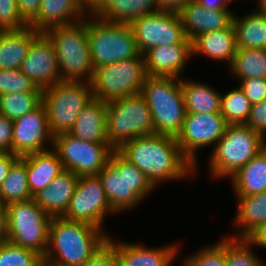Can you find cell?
<instances>
[{
  "label": "cell",
  "mask_w": 266,
  "mask_h": 266,
  "mask_svg": "<svg viewBox=\"0 0 266 266\" xmlns=\"http://www.w3.org/2000/svg\"><path fill=\"white\" fill-rule=\"evenodd\" d=\"M252 246L266 248V222L259 225L245 238Z\"/></svg>",
  "instance_id": "cell-48"
},
{
  "label": "cell",
  "mask_w": 266,
  "mask_h": 266,
  "mask_svg": "<svg viewBox=\"0 0 266 266\" xmlns=\"http://www.w3.org/2000/svg\"><path fill=\"white\" fill-rule=\"evenodd\" d=\"M117 151L138 167L154 187L196 172L172 136L151 134L137 137L124 143Z\"/></svg>",
  "instance_id": "cell-1"
},
{
  "label": "cell",
  "mask_w": 266,
  "mask_h": 266,
  "mask_svg": "<svg viewBox=\"0 0 266 266\" xmlns=\"http://www.w3.org/2000/svg\"><path fill=\"white\" fill-rule=\"evenodd\" d=\"M87 13H90V7L84 0H42L37 16L29 26L45 32L51 27L80 21Z\"/></svg>",
  "instance_id": "cell-20"
},
{
  "label": "cell",
  "mask_w": 266,
  "mask_h": 266,
  "mask_svg": "<svg viewBox=\"0 0 266 266\" xmlns=\"http://www.w3.org/2000/svg\"><path fill=\"white\" fill-rule=\"evenodd\" d=\"M93 99L90 82L61 81L42 90L48 125L53 137L68 133L79 112Z\"/></svg>",
  "instance_id": "cell-9"
},
{
  "label": "cell",
  "mask_w": 266,
  "mask_h": 266,
  "mask_svg": "<svg viewBox=\"0 0 266 266\" xmlns=\"http://www.w3.org/2000/svg\"><path fill=\"white\" fill-rule=\"evenodd\" d=\"M246 125L266 138V100L251 105Z\"/></svg>",
  "instance_id": "cell-43"
},
{
  "label": "cell",
  "mask_w": 266,
  "mask_h": 266,
  "mask_svg": "<svg viewBox=\"0 0 266 266\" xmlns=\"http://www.w3.org/2000/svg\"><path fill=\"white\" fill-rule=\"evenodd\" d=\"M159 10L157 0H97L90 12L108 22L131 23Z\"/></svg>",
  "instance_id": "cell-23"
},
{
  "label": "cell",
  "mask_w": 266,
  "mask_h": 266,
  "mask_svg": "<svg viewBox=\"0 0 266 266\" xmlns=\"http://www.w3.org/2000/svg\"><path fill=\"white\" fill-rule=\"evenodd\" d=\"M44 33L54 45L61 80L90 82L94 66L87 35V17L68 25L51 27Z\"/></svg>",
  "instance_id": "cell-4"
},
{
  "label": "cell",
  "mask_w": 266,
  "mask_h": 266,
  "mask_svg": "<svg viewBox=\"0 0 266 266\" xmlns=\"http://www.w3.org/2000/svg\"><path fill=\"white\" fill-rule=\"evenodd\" d=\"M28 26L18 11L17 0H0V31L21 30Z\"/></svg>",
  "instance_id": "cell-40"
},
{
  "label": "cell",
  "mask_w": 266,
  "mask_h": 266,
  "mask_svg": "<svg viewBox=\"0 0 266 266\" xmlns=\"http://www.w3.org/2000/svg\"><path fill=\"white\" fill-rule=\"evenodd\" d=\"M191 49L192 57L200 54L213 60L227 61L230 66L237 51L233 25L196 36L191 40Z\"/></svg>",
  "instance_id": "cell-24"
},
{
  "label": "cell",
  "mask_w": 266,
  "mask_h": 266,
  "mask_svg": "<svg viewBox=\"0 0 266 266\" xmlns=\"http://www.w3.org/2000/svg\"><path fill=\"white\" fill-rule=\"evenodd\" d=\"M51 149L23 156L26 159L28 187L32 196L47 187L55 177L64 171L58 154L53 148Z\"/></svg>",
  "instance_id": "cell-25"
},
{
  "label": "cell",
  "mask_w": 266,
  "mask_h": 266,
  "mask_svg": "<svg viewBox=\"0 0 266 266\" xmlns=\"http://www.w3.org/2000/svg\"><path fill=\"white\" fill-rule=\"evenodd\" d=\"M266 145V138L246 124L227 125L209 157L212 178L232 177Z\"/></svg>",
  "instance_id": "cell-6"
},
{
  "label": "cell",
  "mask_w": 266,
  "mask_h": 266,
  "mask_svg": "<svg viewBox=\"0 0 266 266\" xmlns=\"http://www.w3.org/2000/svg\"><path fill=\"white\" fill-rule=\"evenodd\" d=\"M251 102L239 87L221 94V115L228 125L246 124L251 110Z\"/></svg>",
  "instance_id": "cell-34"
},
{
  "label": "cell",
  "mask_w": 266,
  "mask_h": 266,
  "mask_svg": "<svg viewBox=\"0 0 266 266\" xmlns=\"http://www.w3.org/2000/svg\"><path fill=\"white\" fill-rule=\"evenodd\" d=\"M229 68L239 81L248 78L266 79V49H237Z\"/></svg>",
  "instance_id": "cell-32"
},
{
  "label": "cell",
  "mask_w": 266,
  "mask_h": 266,
  "mask_svg": "<svg viewBox=\"0 0 266 266\" xmlns=\"http://www.w3.org/2000/svg\"><path fill=\"white\" fill-rule=\"evenodd\" d=\"M143 55L147 76L180 78L192 57L191 40L186 38L180 44L152 47Z\"/></svg>",
  "instance_id": "cell-18"
},
{
  "label": "cell",
  "mask_w": 266,
  "mask_h": 266,
  "mask_svg": "<svg viewBox=\"0 0 266 266\" xmlns=\"http://www.w3.org/2000/svg\"><path fill=\"white\" fill-rule=\"evenodd\" d=\"M42 0H17L22 18L29 24L38 14Z\"/></svg>",
  "instance_id": "cell-46"
},
{
  "label": "cell",
  "mask_w": 266,
  "mask_h": 266,
  "mask_svg": "<svg viewBox=\"0 0 266 266\" xmlns=\"http://www.w3.org/2000/svg\"><path fill=\"white\" fill-rule=\"evenodd\" d=\"M33 196L28 187L26 159L21 156L10 168L6 179L0 184V203L27 201Z\"/></svg>",
  "instance_id": "cell-31"
},
{
  "label": "cell",
  "mask_w": 266,
  "mask_h": 266,
  "mask_svg": "<svg viewBox=\"0 0 266 266\" xmlns=\"http://www.w3.org/2000/svg\"><path fill=\"white\" fill-rule=\"evenodd\" d=\"M97 176L117 214L138 206L155 188L146 175L117 150Z\"/></svg>",
  "instance_id": "cell-3"
},
{
  "label": "cell",
  "mask_w": 266,
  "mask_h": 266,
  "mask_svg": "<svg viewBox=\"0 0 266 266\" xmlns=\"http://www.w3.org/2000/svg\"><path fill=\"white\" fill-rule=\"evenodd\" d=\"M184 266H226V237L189 255Z\"/></svg>",
  "instance_id": "cell-38"
},
{
  "label": "cell",
  "mask_w": 266,
  "mask_h": 266,
  "mask_svg": "<svg viewBox=\"0 0 266 266\" xmlns=\"http://www.w3.org/2000/svg\"><path fill=\"white\" fill-rule=\"evenodd\" d=\"M234 14L231 9L207 10L205 33L229 28L232 25Z\"/></svg>",
  "instance_id": "cell-41"
},
{
  "label": "cell",
  "mask_w": 266,
  "mask_h": 266,
  "mask_svg": "<svg viewBox=\"0 0 266 266\" xmlns=\"http://www.w3.org/2000/svg\"><path fill=\"white\" fill-rule=\"evenodd\" d=\"M88 5L89 7L91 8L92 5L97 1V0H84Z\"/></svg>",
  "instance_id": "cell-54"
},
{
  "label": "cell",
  "mask_w": 266,
  "mask_h": 266,
  "mask_svg": "<svg viewBox=\"0 0 266 266\" xmlns=\"http://www.w3.org/2000/svg\"><path fill=\"white\" fill-rule=\"evenodd\" d=\"M107 104L93 98L78 114L68 134L91 143L110 144L107 137Z\"/></svg>",
  "instance_id": "cell-22"
},
{
  "label": "cell",
  "mask_w": 266,
  "mask_h": 266,
  "mask_svg": "<svg viewBox=\"0 0 266 266\" xmlns=\"http://www.w3.org/2000/svg\"><path fill=\"white\" fill-rule=\"evenodd\" d=\"M206 10L229 9L230 0H196Z\"/></svg>",
  "instance_id": "cell-50"
},
{
  "label": "cell",
  "mask_w": 266,
  "mask_h": 266,
  "mask_svg": "<svg viewBox=\"0 0 266 266\" xmlns=\"http://www.w3.org/2000/svg\"><path fill=\"white\" fill-rule=\"evenodd\" d=\"M7 211L6 206L0 203V244L7 241Z\"/></svg>",
  "instance_id": "cell-51"
},
{
  "label": "cell",
  "mask_w": 266,
  "mask_h": 266,
  "mask_svg": "<svg viewBox=\"0 0 266 266\" xmlns=\"http://www.w3.org/2000/svg\"><path fill=\"white\" fill-rule=\"evenodd\" d=\"M107 242L115 249L119 266H170L179 253L177 244L151 248L132 244L115 242L111 236Z\"/></svg>",
  "instance_id": "cell-19"
},
{
  "label": "cell",
  "mask_w": 266,
  "mask_h": 266,
  "mask_svg": "<svg viewBox=\"0 0 266 266\" xmlns=\"http://www.w3.org/2000/svg\"><path fill=\"white\" fill-rule=\"evenodd\" d=\"M52 148L58 154L64 170L78 177L98 175L115 151L110 144L91 143L68 133L55 136Z\"/></svg>",
  "instance_id": "cell-12"
},
{
  "label": "cell",
  "mask_w": 266,
  "mask_h": 266,
  "mask_svg": "<svg viewBox=\"0 0 266 266\" xmlns=\"http://www.w3.org/2000/svg\"><path fill=\"white\" fill-rule=\"evenodd\" d=\"M88 16L87 35L94 69L140 54L130 23L108 22L91 12Z\"/></svg>",
  "instance_id": "cell-7"
},
{
  "label": "cell",
  "mask_w": 266,
  "mask_h": 266,
  "mask_svg": "<svg viewBox=\"0 0 266 266\" xmlns=\"http://www.w3.org/2000/svg\"><path fill=\"white\" fill-rule=\"evenodd\" d=\"M43 257L8 240L0 244V266H39Z\"/></svg>",
  "instance_id": "cell-36"
},
{
  "label": "cell",
  "mask_w": 266,
  "mask_h": 266,
  "mask_svg": "<svg viewBox=\"0 0 266 266\" xmlns=\"http://www.w3.org/2000/svg\"><path fill=\"white\" fill-rule=\"evenodd\" d=\"M79 177L64 170L44 189L37 192L33 199L51 217H62L74 194Z\"/></svg>",
  "instance_id": "cell-21"
},
{
  "label": "cell",
  "mask_w": 266,
  "mask_h": 266,
  "mask_svg": "<svg viewBox=\"0 0 266 266\" xmlns=\"http://www.w3.org/2000/svg\"><path fill=\"white\" fill-rule=\"evenodd\" d=\"M14 92H42L20 69L0 70V95Z\"/></svg>",
  "instance_id": "cell-39"
},
{
  "label": "cell",
  "mask_w": 266,
  "mask_h": 266,
  "mask_svg": "<svg viewBox=\"0 0 266 266\" xmlns=\"http://www.w3.org/2000/svg\"><path fill=\"white\" fill-rule=\"evenodd\" d=\"M186 113L221 114V94L195 80L181 79Z\"/></svg>",
  "instance_id": "cell-30"
},
{
  "label": "cell",
  "mask_w": 266,
  "mask_h": 266,
  "mask_svg": "<svg viewBox=\"0 0 266 266\" xmlns=\"http://www.w3.org/2000/svg\"><path fill=\"white\" fill-rule=\"evenodd\" d=\"M258 10L266 17V0H258Z\"/></svg>",
  "instance_id": "cell-52"
},
{
  "label": "cell",
  "mask_w": 266,
  "mask_h": 266,
  "mask_svg": "<svg viewBox=\"0 0 266 266\" xmlns=\"http://www.w3.org/2000/svg\"><path fill=\"white\" fill-rule=\"evenodd\" d=\"M251 104L266 100V79L248 78L240 81L239 86Z\"/></svg>",
  "instance_id": "cell-42"
},
{
  "label": "cell",
  "mask_w": 266,
  "mask_h": 266,
  "mask_svg": "<svg viewBox=\"0 0 266 266\" xmlns=\"http://www.w3.org/2000/svg\"><path fill=\"white\" fill-rule=\"evenodd\" d=\"M42 103V92H14L0 95V114L14 121Z\"/></svg>",
  "instance_id": "cell-33"
},
{
  "label": "cell",
  "mask_w": 266,
  "mask_h": 266,
  "mask_svg": "<svg viewBox=\"0 0 266 266\" xmlns=\"http://www.w3.org/2000/svg\"><path fill=\"white\" fill-rule=\"evenodd\" d=\"M7 240L18 246L31 249L44 257L52 219L34 199L6 205Z\"/></svg>",
  "instance_id": "cell-11"
},
{
  "label": "cell",
  "mask_w": 266,
  "mask_h": 266,
  "mask_svg": "<svg viewBox=\"0 0 266 266\" xmlns=\"http://www.w3.org/2000/svg\"><path fill=\"white\" fill-rule=\"evenodd\" d=\"M40 33L30 26L0 31V70L20 69L33 40Z\"/></svg>",
  "instance_id": "cell-26"
},
{
  "label": "cell",
  "mask_w": 266,
  "mask_h": 266,
  "mask_svg": "<svg viewBox=\"0 0 266 266\" xmlns=\"http://www.w3.org/2000/svg\"><path fill=\"white\" fill-rule=\"evenodd\" d=\"M232 25L237 49H266V17L258 9L242 18L234 14Z\"/></svg>",
  "instance_id": "cell-29"
},
{
  "label": "cell",
  "mask_w": 266,
  "mask_h": 266,
  "mask_svg": "<svg viewBox=\"0 0 266 266\" xmlns=\"http://www.w3.org/2000/svg\"><path fill=\"white\" fill-rule=\"evenodd\" d=\"M229 180L235 196H250L266 192V147Z\"/></svg>",
  "instance_id": "cell-27"
},
{
  "label": "cell",
  "mask_w": 266,
  "mask_h": 266,
  "mask_svg": "<svg viewBox=\"0 0 266 266\" xmlns=\"http://www.w3.org/2000/svg\"><path fill=\"white\" fill-rule=\"evenodd\" d=\"M40 266H61V265L55 264V263L50 262L49 260H47L45 258H42L41 262H40Z\"/></svg>",
  "instance_id": "cell-53"
},
{
  "label": "cell",
  "mask_w": 266,
  "mask_h": 266,
  "mask_svg": "<svg viewBox=\"0 0 266 266\" xmlns=\"http://www.w3.org/2000/svg\"><path fill=\"white\" fill-rule=\"evenodd\" d=\"M20 71L41 90L62 81L54 45L44 32L33 40Z\"/></svg>",
  "instance_id": "cell-17"
},
{
  "label": "cell",
  "mask_w": 266,
  "mask_h": 266,
  "mask_svg": "<svg viewBox=\"0 0 266 266\" xmlns=\"http://www.w3.org/2000/svg\"><path fill=\"white\" fill-rule=\"evenodd\" d=\"M186 37L192 40L205 33L207 10L196 0H189L179 11Z\"/></svg>",
  "instance_id": "cell-37"
},
{
  "label": "cell",
  "mask_w": 266,
  "mask_h": 266,
  "mask_svg": "<svg viewBox=\"0 0 266 266\" xmlns=\"http://www.w3.org/2000/svg\"><path fill=\"white\" fill-rule=\"evenodd\" d=\"M141 94L152 114L154 134L176 138L186 115L181 78L147 76Z\"/></svg>",
  "instance_id": "cell-5"
},
{
  "label": "cell",
  "mask_w": 266,
  "mask_h": 266,
  "mask_svg": "<svg viewBox=\"0 0 266 266\" xmlns=\"http://www.w3.org/2000/svg\"><path fill=\"white\" fill-rule=\"evenodd\" d=\"M147 73L144 55L94 69L90 81L93 98L109 102L139 94Z\"/></svg>",
  "instance_id": "cell-10"
},
{
  "label": "cell",
  "mask_w": 266,
  "mask_h": 266,
  "mask_svg": "<svg viewBox=\"0 0 266 266\" xmlns=\"http://www.w3.org/2000/svg\"><path fill=\"white\" fill-rule=\"evenodd\" d=\"M227 122L221 114L186 113L185 120L176 141L182 154L198 171L197 150L217 145L224 135Z\"/></svg>",
  "instance_id": "cell-15"
},
{
  "label": "cell",
  "mask_w": 266,
  "mask_h": 266,
  "mask_svg": "<svg viewBox=\"0 0 266 266\" xmlns=\"http://www.w3.org/2000/svg\"><path fill=\"white\" fill-rule=\"evenodd\" d=\"M246 239L226 236V266H265Z\"/></svg>",
  "instance_id": "cell-35"
},
{
  "label": "cell",
  "mask_w": 266,
  "mask_h": 266,
  "mask_svg": "<svg viewBox=\"0 0 266 266\" xmlns=\"http://www.w3.org/2000/svg\"><path fill=\"white\" fill-rule=\"evenodd\" d=\"M130 26L142 55L152 47L180 44L187 38L175 11L158 10L133 20Z\"/></svg>",
  "instance_id": "cell-13"
},
{
  "label": "cell",
  "mask_w": 266,
  "mask_h": 266,
  "mask_svg": "<svg viewBox=\"0 0 266 266\" xmlns=\"http://www.w3.org/2000/svg\"><path fill=\"white\" fill-rule=\"evenodd\" d=\"M236 198L239 207L235 214L234 224L241 231L227 237L245 239L259 225L266 222V192L250 196H236Z\"/></svg>",
  "instance_id": "cell-28"
},
{
  "label": "cell",
  "mask_w": 266,
  "mask_h": 266,
  "mask_svg": "<svg viewBox=\"0 0 266 266\" xmlns=\"http://www.w3.org/2000/svg\"><path fill=\"white\" fill-rule=\"evenodd\" d=\"M105 230L85 222L52 217L43 258L61 266H83L108 240Z\"/></svg>",
  "instance_id": "cell-2"
},
{
  "label": "cell",
  "mask_w": 266,
  "mask_h": 266,
  "mask_svg": "<svg viewBox=\"0 0 266 266\" xmlns=\"http://www.w3.org/2000/svg\"><path fill=\"white\" fill-rule=\"evenodd\" d=\"M20 156L11 152H0V184L6 179L11 166Z\"/></svg>",
  "instance_id": "cell-47"
},
{
  "label": "cell",
  "mask_w": 266,
  "mask_h": 266,
  "mask_svg": "<svg viewBox=\"0 0 266 266\" xmlns=\"http://www.w3.org/2000/svg\"><path fill=\"white\" fill-rule=\"evenodd\" d=\"M107 214H117L110 206L97 175L81 176L70 200L65 219L85 222L104 230Z\"/></svg>",
  "instance_id": "cell-14"
},
{
  "label": "cell",
  "mask_w": 266,
  "mask_h": 266,
  "mask_svg": "<svg viewBox=\"0 0 266 266\" xmlns=\"http://www.w3.org/2000/svg\"><path fill=\"white\" fill-rule=\"evenodd\" d=\"M53 139L45 106L41 103L36 109L13 121L11 153L24 156L33 152L49 150L46 142L53 147Z\"/></svg>",
  "instance_id": "cell-16"
},
{
  "label": "cell",
  "mask_w": 266,
  "mask_h": 266,
  "mask_svg": "<svg viewBox=\"0 0 266 266\" xmlns=\"http://www.w3.org/2000/svg\"><path fill=\"white\" fill-rule=\"evenodd\" d=\"M83 266H119L115 249L107 242Z\"/></svg>",
  "instance_id": "cell-44"
},
{
  "label": "cell",
  "mask_w": 266,
  "mask_h": 266,
  "mask_svg": "<svg viewBox=\"0 0 266 266\" xmlns=\"http://www.w3.org/2000/svg\"><path fill=\"white\" fill-rule=\"evenodd\" d=\"M13 121L0 114V152H11Z\"/></svg>",
  "instance_id": "cell-45"
},
{
  "label": "cell",
  "mask_w": 266,
  "mask_h": 266,
  "mask_svg": "<svg viewBox=\"0 0 266 266\" xmlns=\"http://www.w3.org/2000/svg\"><path fill=\"white\" fill-rule=\"evenodd\" d=\"M189 0H157L159 10L178 12Z\"/></svg>",
  "instance_id": "cell-49"
},
{
  "label": "cell",
  "mask_w": 266,
  "mask_h": 266,
  "mask_svg": "<svg viewBox=\"0 0 266 266\" xmlns=\"http://www.w3.org/2000/svg\"><path fill=\"white\" fill-rule=\"evenodd\" d=\"M106 104L107 137L115 150L134 138L154 134L152 114L141 93Z\"/></svg>",
  "instance_id": "cell-8"
}]
</instances>
